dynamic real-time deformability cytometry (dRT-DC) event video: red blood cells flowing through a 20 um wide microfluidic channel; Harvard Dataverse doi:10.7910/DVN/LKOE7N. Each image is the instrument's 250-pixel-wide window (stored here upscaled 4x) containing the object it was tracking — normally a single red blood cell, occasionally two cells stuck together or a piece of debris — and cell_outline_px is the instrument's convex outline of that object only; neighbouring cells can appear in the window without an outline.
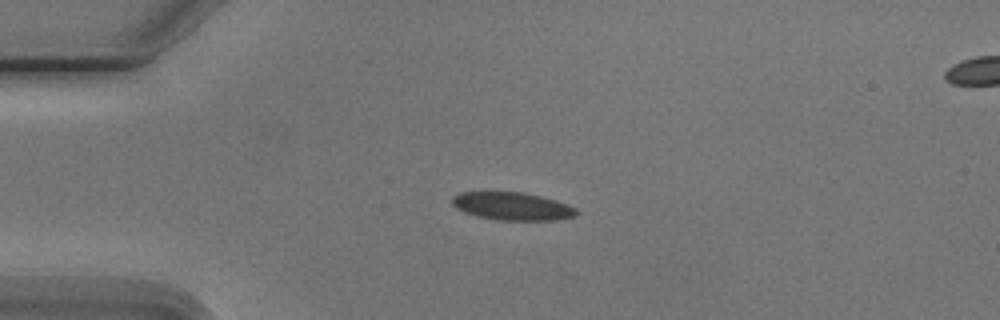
{"species": "Egyptian fruit bat (a non-hibernating species)", "species_latin": "Rousettus aegyptiacus", "temperature_condition": "cold", "stored_images_in_passage": 7, "camera_frame_rate_fps": 3000, "um_per_image_px": 0.085, "animal": {"sex": "male"}, "frame": {"image": 1, "passage_image": 4, "time_ms": 3.333, "image_size_px": [1000, 320], "cell_outline_px": [[580, 212], [576, 216], [556, 220], [496, 220], [476, 216], [464, 212], [456, 208], [452, 204], [452, 196], [460, 192], [524, 192], [556, 200], [568, 204], [576, 208]], "centroid_in_image_um": [43.56, 17.53], "position_along_channel_um": 41.4, "area_um2": 20.4}}
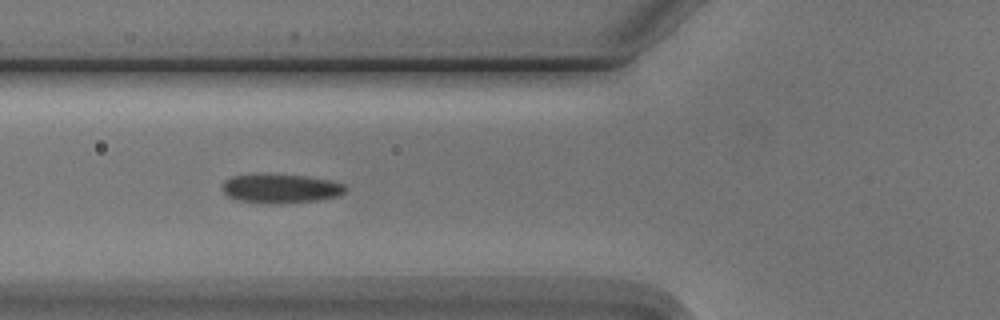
{"frame": {"image": 2, "passage_image": 6, "time_ms": 5.667, "image_size_px": [1000, 320], "cell_outline_px": [[348, 188], [340, 196], [320, 200], [268, 204], [236, 200], [228, 196], [220, 188], [220, 184], [224, 180], [232, 176], [256, 172], [304, 176], [332, 180], [344, 184]], "centroid_in_image_um": [23.81, 16.0], "position_along_channel_um": 102.0, "area_um2": 21.62}}
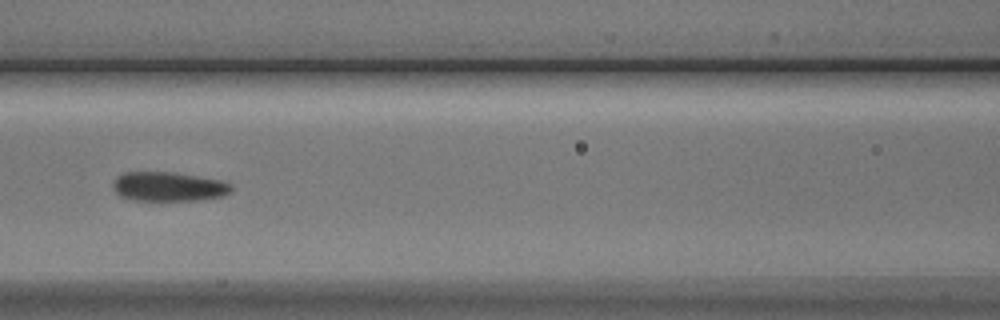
{"frame": {"image": 3, "passage_image": 7, "time_ms": 7.0, "image_size_px": [1000, 320], "cell_outline_px": [[232, 192], [224, 196], [200, 200], [132, 200], [120, 196], [116, 192], [112, 184], [116, 176], [124, 172], [176, 172], [220, 180], [232, 184]], "centroid_in_image_um": [14.34, 15.86], "position_along_channel_um": 152.3, "area_um2": 20.4}}